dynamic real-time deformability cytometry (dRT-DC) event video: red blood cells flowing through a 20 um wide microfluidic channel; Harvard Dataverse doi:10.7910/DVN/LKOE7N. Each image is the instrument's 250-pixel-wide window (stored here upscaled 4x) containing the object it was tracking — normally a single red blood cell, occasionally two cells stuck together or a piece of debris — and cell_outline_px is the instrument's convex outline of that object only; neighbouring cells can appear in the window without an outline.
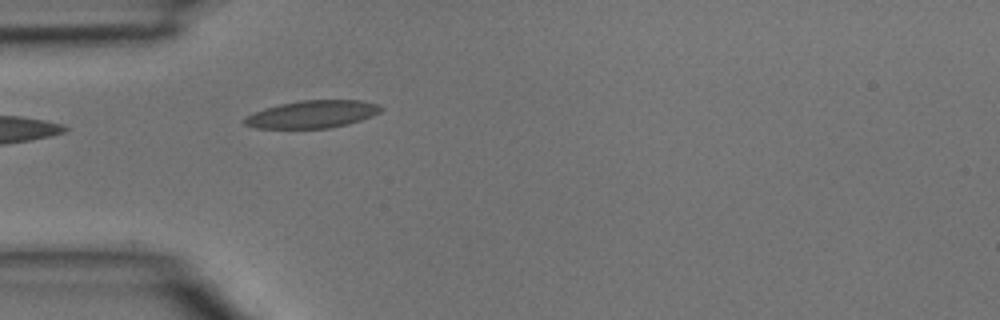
{"species": "common noctule bat (a hibernating species)", "species_latin": "Nyctalus noctula", "temperature_condition": "room temperature", "stored_images_in_passage": 1, "camera_frame_rate_fps": 3000, "um_per_image_px": 0.085, "animal": {"sex": "male", "body_mass_g": 15.6}, "frame": {"image": 1, "passage_image": 1, "time_ms": 0.0, "image_size_px": [1000, 320], "cell_outline_px": [[384, 108], [380, 112], [372, 116], [348, 124], [328, 128], [256, 128], [244, 124], [240, 120], [264, 108], [280, 104], [300, 100], [364, 100], [380, 104]], "centroid_in_image_um": [26.58, 9.7], "position_along_channel_um": 58.4, "area_um2": 21.96}}